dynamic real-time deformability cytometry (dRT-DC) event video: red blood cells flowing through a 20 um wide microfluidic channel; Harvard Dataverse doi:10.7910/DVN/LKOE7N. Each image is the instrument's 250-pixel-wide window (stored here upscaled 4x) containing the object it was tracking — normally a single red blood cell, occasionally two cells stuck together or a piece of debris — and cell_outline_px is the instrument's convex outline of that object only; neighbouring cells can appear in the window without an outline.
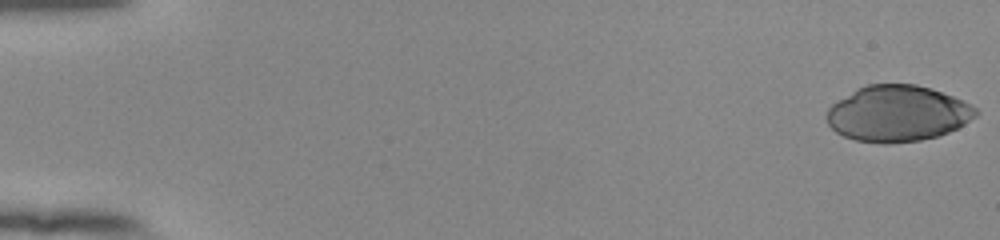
{"species": "human", "species_latin": "Homo sapiens", "temperature_condition": "room temperature", "stored_images_in_passage": 54, "camera_frame_rate_fps": 3000, "um_per_image_px": 0.085, "donor": {"sex": "female"}, "frame": {"image": 1, "passage_image": 1, "time_ms": 0.0, "image_size_px": [1000, 240], "cell_outline_px": [[980, 112], [976, 116], [964, 124], [940, 136], [920, 140], [884, 144], [856, 140], [844, 136], [836, 132], [828, 124], [828, 108], [832, 104], [852, 92], [868, 84], [916, 84], [932, 88], [952, 96], [976, 108]], "centroid_in_image_um": [76.31, 9.66], "position_along_channel_um": 8.7, "area_um2": 48.32}}
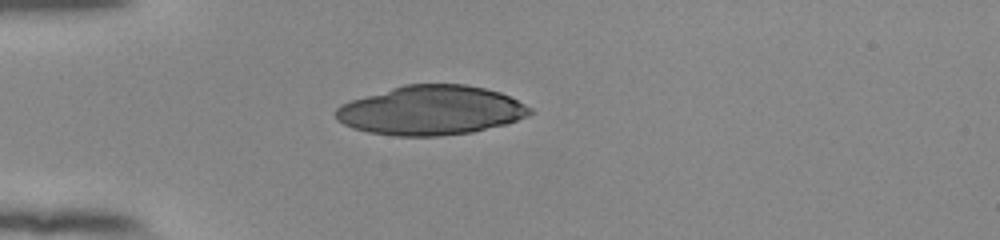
{"frame": {"image": 2, "passage_image": 16, "time_ms": 5.0, "image_size_px": [1000, 240], "cell_outline_px": [[532, 112], [528, 116], [504, 124], [472, 132], [436, 136], [396, 136], [368, 132], [352, 128], [336, 120], [336, 108], [340, 104], [352, 100], [404, 84], [464, 84], [484, 88], [500, 92], [532, 108]], "centroid_in_image_um": [36.61, 9.38], "position_along_channel_um": 48.4, "area_um2": 55.49}}